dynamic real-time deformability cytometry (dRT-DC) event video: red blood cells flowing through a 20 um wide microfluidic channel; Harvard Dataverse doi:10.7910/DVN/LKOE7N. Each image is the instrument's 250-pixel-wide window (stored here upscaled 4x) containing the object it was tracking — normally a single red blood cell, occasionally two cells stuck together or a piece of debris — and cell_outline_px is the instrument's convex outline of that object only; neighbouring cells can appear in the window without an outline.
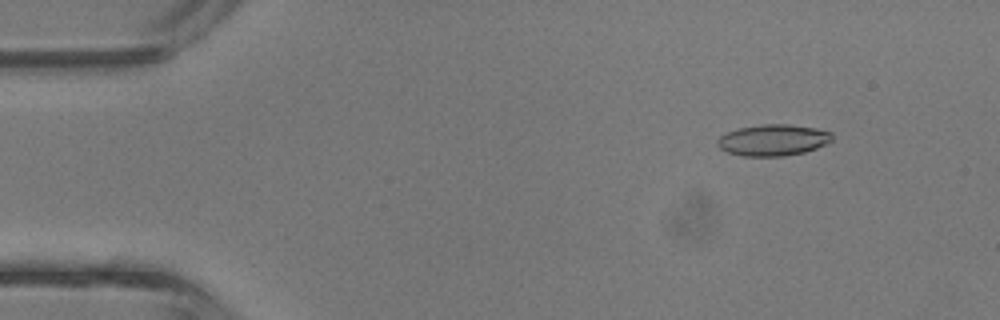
{"species": "common noctule bat (a hibernating species)", "species_latin": "Nyctalus noctula", "temperature_condition": "room temperature", "stored_images_in_passage": 40, "camera_frame_rate_fps": 3000, "um_per_image_px": 0.085, "animal": {"sex": "male", "body_mass_g": 13.3}, "frame": {"image": 1, "passage_image": 4, "time_ms": 1.0, "image_size_px": [1000, 320], "cell_outline_px": [[832, 140], [816, 148], [804, 152], [784, 156], [744, 156], [728, 152], [720, 148], [716, 144], [716, 140], [720, 136], [728, 132], [740, 128], [760, 124], [788, 124], [816, 128], [832, 132]], "centroid_in_image_um": [65.7, 11.9], "position_along_channel_um": 19.3, "area_um2": 20.87}}
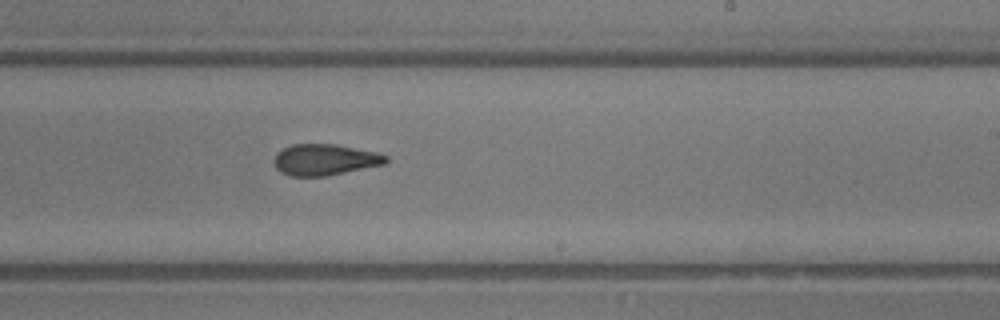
{"frame": {"image": 2, "passage_image": 24, "time_ms": 7.667, "image_size_px": [1000, 320], "cell_outline_px": [[388, 164], [324, 176], [288, 176], [280, 172], [276, 168], [272, 160], [276, 152], [292, 144], [336, 144], [376, 152], [388, 156]], "centroid_in_image_um": [27.6, 13.57], "position_along_channel_um": 261.4, "area_um2": 20.58}}
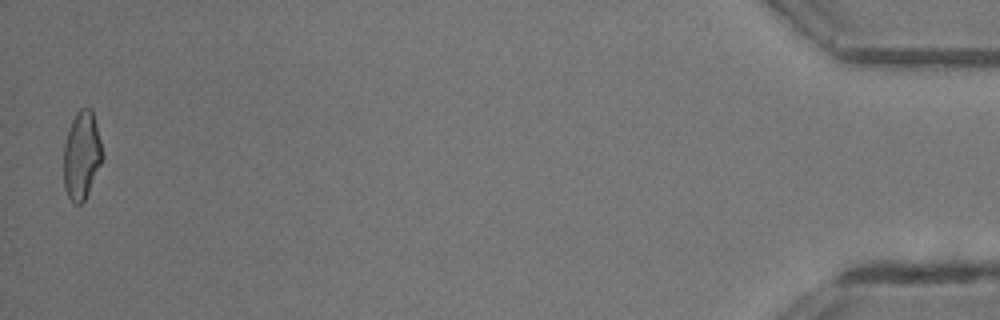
{"frame": {"image": 3, "passage_image": 40, "time_ms": 13.0, "image_size_px": [1000, 320], "cell_outline_px": [[104, 160], [84, 200], [80, 204], [72, 204], [64, 188], [64, 144], [72, 120], [76, 112], [80, 108], [92, 108], [104, 156]], "centroid_in_image_um": [6.95, 13.22], "position_along_channel_um": 428.2, "area_um2": 20.0}, "authors_computed_cell_mechanics": {"area_um2": 20.6346, "velocity_mm_per_s": 4.9875, "shape_relaxation_time_tau1_ms": 6.8781, "shape_relaxation_time_tau2_ms": 1.8413, "deformation_change_tau1": 0.1815, "deformation_change_tau2": 0.1012}}